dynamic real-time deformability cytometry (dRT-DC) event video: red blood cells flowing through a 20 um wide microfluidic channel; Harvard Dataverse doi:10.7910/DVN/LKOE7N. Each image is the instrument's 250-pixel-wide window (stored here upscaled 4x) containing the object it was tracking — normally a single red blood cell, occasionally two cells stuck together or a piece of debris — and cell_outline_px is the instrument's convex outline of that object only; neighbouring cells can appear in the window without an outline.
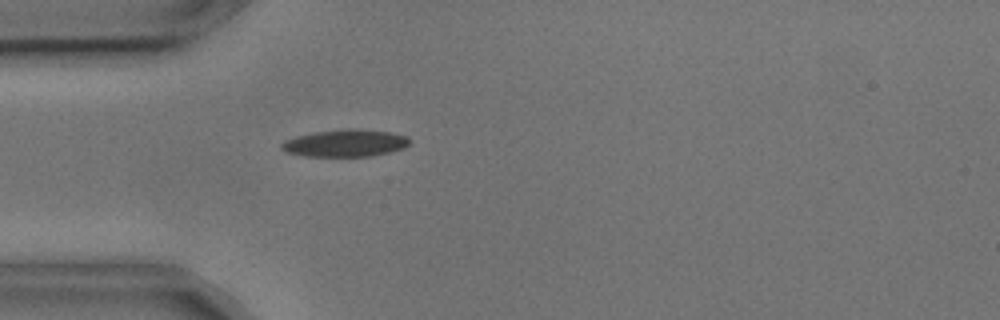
{"species": "common noctule bat (a hibernating species)", "species_latin": "Nyctalus noctula", "temperature_condition": "cold", "stored_images_in_passage": 5, "camera_frame_rate_fps": 3000, "um_per_image_px": 0.085, "animal": {"sex": "male", "body_mass_g": 17.9, "forearm_length_mm": 54.2}, "frame": {"image": 1, "passage_image": 5, "time_ms": 1.333, "image_size_px": [1000, 320], "cell_outline_px": [[412, 140], [404, 148], [372, 156], [304, 156], [284, 152], [280, 148], [280, 144], [284, 140], [296, 136], [316, 132], [348, 128], [356, 128], [388, 132], [408, 136]], "centroid_in_image_um": [29.33, 12.16], "position_along_channel_um": 55.7, "area_um2": 20.4}}